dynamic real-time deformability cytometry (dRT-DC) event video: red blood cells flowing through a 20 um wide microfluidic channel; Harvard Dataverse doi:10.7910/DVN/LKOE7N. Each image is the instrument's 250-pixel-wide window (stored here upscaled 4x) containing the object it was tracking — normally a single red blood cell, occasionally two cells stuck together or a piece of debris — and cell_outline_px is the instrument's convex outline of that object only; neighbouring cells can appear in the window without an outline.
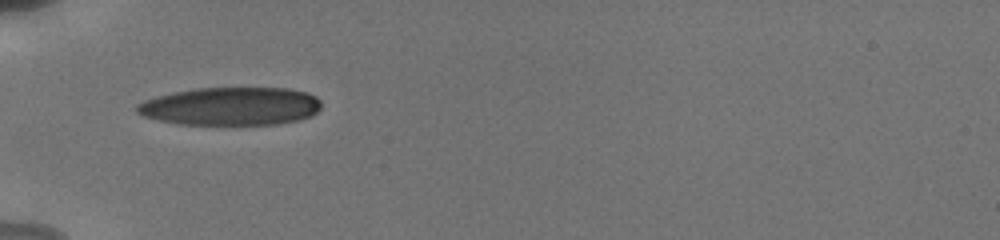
{"species": "human", "species_latin": "Homo sapiens", "temperature_condition": "cold", "stored_images_in_passage": 4, "camera_frame_rate_fps": 3000, "um_per_image_px": 0.085, "donor": {"sex": "male"}, "frame": {"image": 1, "passage_image": 1, "time_ms": 0.0, "image_size_px": [1000, 240], "cell_outline_px": [[320, 108], [312, 116], [300, 120], [276, 124], [180, 124], [160, 120], [144, 116], [136, 112], [136, 104], [144, 100], [156, 96], [172, 92], [196, 88], [288, 88], [308, 92], [316, 96], [320, 100]], "centroid_in_image_um": [19.63, 9.02], "position_along_channel_um": 65.4, "area_um2": 41.1}}
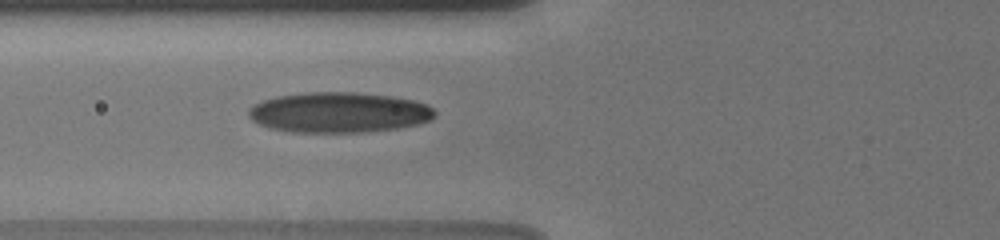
{"frame": {"image": 2, "passage_image": 4, "time_ms": 1.0, "image_size_px": [1000, 240], "cell_outline_px": [[436, 116], [432, 120], [416, 124], [396, 128], [364, 132], [292, 132], [268, 128], [252, 120], [248, 116], [248, 108], [252, 104], [260, 100], [276, 96], [308, 92], [356, 92], [388, 96], [412, 100], [428, 104], [436, 112]], "centroid_in_image_um": [28.76, 9.55], "position_along_channel_um": 97.0, "area_um2": 44.04}}